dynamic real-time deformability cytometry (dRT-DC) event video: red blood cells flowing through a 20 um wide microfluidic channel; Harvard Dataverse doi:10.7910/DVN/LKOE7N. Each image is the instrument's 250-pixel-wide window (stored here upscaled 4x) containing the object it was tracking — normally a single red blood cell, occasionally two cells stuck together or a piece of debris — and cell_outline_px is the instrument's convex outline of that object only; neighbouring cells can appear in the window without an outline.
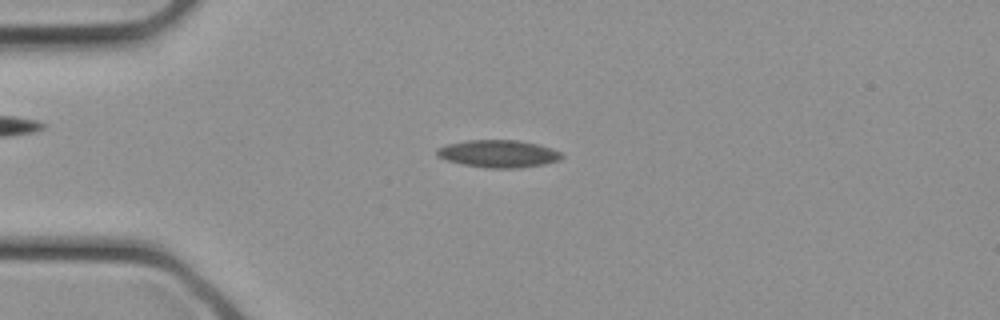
{"species": "common noctule bat (a hibernating species)", "species_latin": "Nyctalus noctula", "temperature_condition": "cold", "stored_images_in_passage": 31, "camera_frame_rate_fps": 3000, "um_per_image_px": 0.085, "animal": {"sex": "female", "body_mass_g": 21.9}, "frame": {"image": 1, "passage_image": 7, "time_ms": 2.0, "image_size_px": [1000, 320], "cell_outline_px": [[564, 156], [560, 160], [544, 164], [520, 168], [484, 168], [464, 164], [448, 160], [436, 156], [436, 148], [448, 144], [468, 140], [520, 140], [552, 148], [560, 152]], "centroid_in_image_um": [42.38, 13.07], "position_along_channel_um": 42.6, "area_um2": 20.0}}
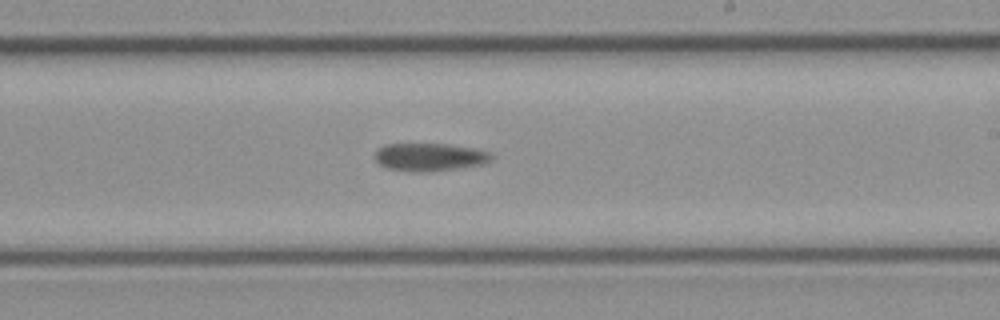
{"frame": {"image": 2, "passage_image": 18, "time_ms": 5.667, "image_size_px": [1000, 320], "cell_outline_px": [[492, 160], [484, 164], [428, 172], [412, 172], [384, 168], [372, 156], [376, 148], [384, 144], [448, 144], [476, 148], [492, 152]], "centroid_in_image_um": [36.48, 13.34], "position_along_channel_um": 252.5, "area_um2": 19.36}}
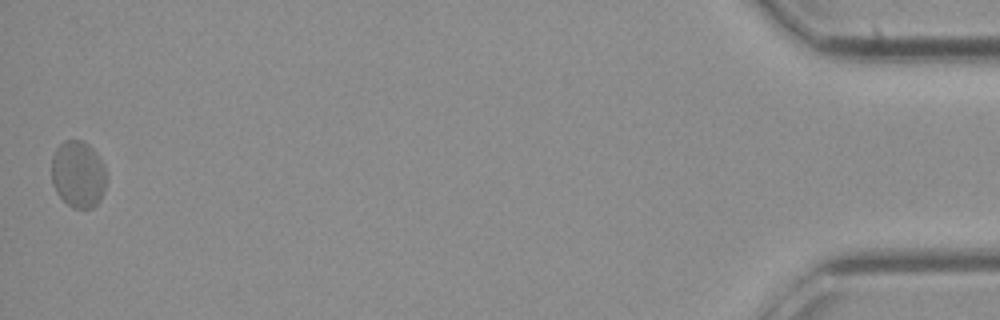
{"frame": {"image": 3, "passage_image": 31, "time_ms": 10.0, "image_size_px": [1000, 320], "cell_outline_px": [[108, 180], [104, 192], [100, 200], [92, 208], [72, 208], [56, 192], [52, 184], [52, 156], [56, 148], [64, 140], [84, 140], [92, 148], [104, 164], [108, 176]], "centroid_in_image_um": [6.67, 14.81], "position_along_channel_um": 428.5, "area_um2": 21.73}}